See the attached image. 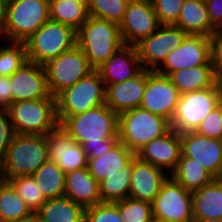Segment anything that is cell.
<instances>
[{"label": "cell", "instance_id": "6da1fadb", "mask_svg": "<svg viewBox=\"0 0 222 222\" xmlns=\"http://www.w3.org/2000/svg\"><path fill=\"white\" fill-rule=\"evenodd\" d=\"M57 120L66 133L82 145L87 159L100 157L119 142V115L106 104Z\"/></svg>", "mask_w": 222, "mask_h": 222}, {"label": "cell", "instance_id": "7a4b0ae2", "mask_svg": "<svg viewBox=\"0 0 222 222\" xmlns=\"http://www.w3.org/2000/svg\"><path fill=\"white\" fill-rule=\"evenodd\" d=\"M48 20L49 0H6L0 23V40L24 42Z\"/></svg>", "mask_w": 222, "mask_h": 222}, {"label": "cell", "instance_id": "3957f363", "mask_svg": "<svg viewBox=\"0 0 222 222\" xmlns=\"http://www.w3.org/2000/svg\"><path fill=\"white\" fill-rule=\"evenodd\" d=\"M47 160L46 135L16 134L0 167V179L9 182L24 175H33Z\"/></svg>", "mask_w": 222, "mask_h": 222}, {"label": "cell", "instance_id": "277c9868", "mask_svg": "<svg viewBox=\"0 0 222 222\" xmlns=\"http://www.w3.org/2000/svg\"><path fill=\"white\" fill-rule=\"evenodd\" d=\"M76 45L96 70L124 43L119 24L89 16L76 31Z\"/></svg>", "mask_w": 222, "mask_h": 222}, {"label": "cell", "instance_id": "5b68a950", "mask_svg": "<svg viewBox=\"0 0 222 222\" xmlns=\"http://www.w3.org/2000/svg\"><path fill=\"white\" fill-rule=\"evenodd\" d=\"M171 129L170 122L141 107L119 114V141L134 154Z\"/></svg>", "mask_w": 222, "mask_h": 222}, {"label": "cell", "instance_id": "8992f818", "mask_svg": "<svg viewBox=\"0 0 222 222\" xmlns=\"http://www.w3.org/2000/svg\"><path fill=\"white\" fill-rule=\"evenodd\" d=\"M6 111L16 134L46 135L59 125L56 98L15 101Z\"/></svg>", "mask_w": 222, "mask_h": 222}, {"label": "cell", "instance_id": "52a82bcc", "mask_svg": "<svg viewBox=\"0 0 222 222\" xmlns=\"http://www.w3.org/2000/svg\"><path fill=\"white\" fill-rule=\"evenodd\" d=\"M24 44L28 61L43 66L76 45V31L68 25L48 20Z\"/></svg>", "mask_w": 222, "mask_h": 222}, {"label": "cell", "instance_id": "ba28073f", "mask_svg": "<svg viewBox=\"0 0 222 222\" xmlns=\"http://www.w3.org/2000/svg\"><path fill=\"white\" fill-rule=\"evenodd\" d=\"M106 87L97 70L56 96L57 118H68L105 104Z\"/></svg>", "mask_w": 222, "mask_h": 222}, {"label": "cell", "instance_id": "9c48e42d", "mask_svg": "<svg viewBox=\"0 0 222 222\" xmlns=\"http://www.w3.org/2000/svg\"><path fill=\"white\" fill-rule=\"evenodd\" d=\"M43 67L47 86L53 97L95 70L77 45L50 60Z\"/></svg>", "mask_w": 222, "mask_h": 222}, {"label": "cell", "instance_id": "30bf717a", "mask_svg": "<svg viewBox=\"0 0 222 222\" xmlns=\"http://www.w3.org/2000/svg\"><path fill=\"white\" fill-rule=\"evenodd\" d=\"M217 105L219 92L216 84L210 88L182 94L170 122L171 128L179 134L195 131Z\"/></svg>", "mask_w": 222, "mask_h": 222}, {"label": "cell", "instance_id": "8fae6325", "mask_svg": "<svg viewBox=\"0 0 222 222\" xmlns=\"http://www.w3.org/2000/svg\"><path fill=\"white\" fill-rule=\"evenodd\" d=\"M187 36L188 34L176 25H159L153 34L135 45L142 68L156 71Z\"/></svg>", "mask_w": 222, "mask_h": 222}, {"label": "cell", "instance_id": "7c38bea8", "mask_svg": "<svg viewBox=\"0 0 222 222\" xmlns=\"http://www.w3.org/2000/svg\"><path fill=\"white\" fill-rule=\"evenodd\" d=\"M152 215L168 222H192V192L169 176L152 202Z\"/></svg>", "mask_w": 222, "mask_h": 222}, {"label": "cell", "instance_id": "4fadbf2b", "mask_svg": "<svg viewBox=\"0 0 222 222\" xmlns=\"http://www.w3.org/2000/svg\"><path fill=\"white\" fill-rule=\"evenodd\" d=\"M171 79L147 70V82L140 107L171 122L180 99Z\"/></svg>", "mask_w": 222, "mask_h": 222}, {"label": "cell", "instance_id": "5bb4252c", "mask_svg": "<svg viewBox=\"0 0 222 222\" xmlns=\"http://www.w3.org/2000/svg\"><path fill=\"white\" fill-rule=\"evenodd\" d=\"M202 65H212L211 37L188 35L179 47L171 51L156 72L169 76L175 71Z\"/></svg>", "mask_w": 222, "mask_h": 222}, {"label": "cell", "instance_id": "9a60e30c", "mask_svg": "<svg viewBox=\"0 0 222 222\" xmlns=\"http://www.w3.org/2000/svg\"><path fill=\"white\" fill-rule=\"evenodd\" d=\"M151 0H133L127 5L119 30L125 45H136L159 27Z\"/></svg>", "mask_w": 222, "mask_h": 222}, {"label": "cell", "instance_id": "2e32d148", "mask_svg": "<svg viewBox=\"0 0 222 222\" xmlns=\"http://www.w3.org/2000/svg\"><path fill=\"white\" fill-rule=\"evenodd\" d=\"M46 144L48 159L57 163L65 174L87 167L88 159L82 145L72 139L60 125L46 134Z\"/></svg>", "mask_w": 222, "mask_h": 222}, {"label": "cell", "instance_id": "e0dca14e", "mask_svg": "<svg viewBox=\"0 0 222 222\" xmlns=\"http://www.w3.org/2000/svg\"><path fill=\"white\" fill-rule=\"evenodd\" d=\"M181 153L199 161L215 178H222V140L196 131L180 134Z\"/></svg>", "mask_w": 222, "mask_h": 222}, {"label": "cell", "instance_id": "ac0fdd59", "mask_svg": "<svg viewBox=\"0 0 222 222\" xmlns=\"http://www.w3.org/2000/svg\"><path fill=\"white\" fill-rule=\"evenodd\" d=\"M13 102L53 97L47 86L45 69L42 65L26 62L11 76Z\"/></svg>", "mask_w": 222, "mask_h": 222}, {"label": "cell", "instance_id": "d6986e66", "mask_svg": "<svg viewBox=\"0 0 222 222\" xmlns=\"http://www.w3.org/2000/svg\"><path fill=\"white\" fill-rule=\"evenodd\" d=\"M168 177L169 174L163 169L135 156L131 160L129 197L152 203Z\"/></svg>", "mask_w": 222, "mask_h": 222}, {"label": "cell", "instance_id": "ffe728a7", "mask_svg": "<svg viewBox=\"0 0 222 222\" xmlns=\"http://www.w3.org/2000/svg\"><path fill=\"white\" fill-rule=\"evenodd\" d=\"M135 156L169 174L175 169L180 160V134L171 128L163 136L155 138L142 147Z\"/></svg>", "mask_w": 222, "mask_h": 222}, {"label": "cell", "instance_id": "44dd1931", "mask_svg": "<svg viewBox=\"0 0 222 222\" xmlns=\"http://www.w3.org/2000/svg\"><path fill=\"white\" fill-rule=\"evenodd\" d=\"M96 70L106 87L136 77L143 68L136 46L124 44Z\"/></svg>", "mask_w": 222, "mask_h": 222}, {"label": "cell", "instance_id": "7402d4cb", "mask_svg": "<svg viewBox=\"0 0 222 222\" xmlns=\"http://www.w3.org/2000/svg\"><path fill=\"white\" fill-rule=\"evenodd\" d=\"M147 82V70L136 77L106 86L105 104L118 115L140 107Z\"/></svg>", "mask_w": 222, "mask_h": 222}, {"label": "cell", "instance_id": "603a6c76", "mask_svg": "<svg viewBox=\"0 0 222 222\" xmlns=\"http://www.w3.org/2000/svg\"><path fill=\"white\" fill-rule=\"evenodd\" d=\"M85 209L101 203L99 183L87 167L65 174V195Z\"/></svg>", "mask_w": 222, "mask_h": 222}, {"label": "cell", "instance_id": "cb8c5ba5", "mask_svg": "<svg viewBox=\"0 0 222 222\" xmlns=\"http://www.w3.org/2000/svg\"><path fill=\"white\" fill-rule=\"evenodd\" d=\"M135 154L120 141L98 158H88L87 168L89 173L98 183L107 179V176L114 175L123 167H126Z\"/></svg>", "mask_w": 222, "mask_h": 222}, {"label": "cell", "instance_id": "d4e9b609", "mask_svg": "<svg viewBox=\"0 0 222 222\" xmlns=\"http://www.w3.org/2000/svg\"><path fill=\"white\" fill-rule=\"evenodd\" d=\"M175 25L188 35L212 37L218 32L211 24L205 0H185Z\"/></svg>", "mask_w": 222, "mask_h": 222}, {"label": "cell", "instance_id": "484cf974", "mask_svg": "<svg viewBox=\"0 0 222 222\" xmlns=\"http://www.w3.org/2000/svg\"><path fill=\"white\" fill-rule=\"evenodd\" d=\"M193 219H222V178L192 192Z\"/></svg>", "mask_w": 222, "mask_h": 222}, {"label": "cell", "instance_id": "4316f807", "mask_svg": "<svg viewBox=\"0 0 222 222\" xmlns=\"http://www.w3.org/2000/svg\"><path fill=\"white\" fill-rule=\"evenodd\" d=\"M169 176L191 192L201 189L216 179L199 161L185 157L182 153L177 166Z\"/></svg>", "mask_w": 222, "mask_h": 222}, {"label": "cell", "instance_id": "83f0119b", "mask_svg": "<svg viewBox=\"0 0 222 222\" xmlns=\"http://www.w3.org/2000/svg\"><path fill=\"white\" fill-rule=\"evenodd\" d=\"M180 94L203 90L216 84L212 65H202L175 71L168 76Z\"/></svg>", "mask_w": 222, "mask_h": 222}, {"label": "cell", "instance_id": "f1b7e54d", "mask_svg": "<svg viewBox=\"0 0 222 222\" xmlns=\"http://www.w3.org/2000/svg\"><path fill=\"white\" fill-rule=\"evenodd\" d=\"M36 213L44 222H84L85 208L63 196L47 199Z\"/></svg>", "mask_w": 222, "mask_h": 222}, {"label": "cell", "instance_id": "f546056e", "mask_svg": "<svg viewBox=\"0 0 222 222\" xmlns=\"http://www.w3.org/2000/svg\"><path fill=\"white\" fill-rule=\"evenodd\" d=\"M46 199L65 195V173L49 159L32 175Z\"/></svg>", "mask_w": 222, "mask_h": 222}, {"label": "cell", "instance_id": "4dcf8cb0", "mask_svg": "<svg viewBox=\"0 0 222 222\" xmlns=\"http://www.w3.org/2000/svg\"><path fill=\"white\" fill-rule=\"evenodd\" d=\"M50 20L77 31L89 17L88 6L74 0H49Z\"/></svg>", "mask_w": 222, "mask_h": 222}, {"label": "cell", "instance_id": "1f68e13d", "mask_svg": "<svg viewBox=\"0 0 222 222\" xmlns=\"http://www.w3.org/2000/svg\"><path fill=\"white\" fill-rule=\"evenodd\" d=\"M31 213L13 186L0 179V222H18Z\"/></svg>", "mask_w": 222, "mask_h": 222}, {"label": "cell", "instance_id": "d6a6232c", "mask_svg": "<svg viewBox=\"0 0 222 222\" xmlns=\"http://www.w3.org/2000/svg\"><path fill=\"white\" fill-rule=\"evenodd\" d=\"M131 162L99 183L101 202H117L129 197Z\"/></svg>", "mask_w": 222, "mask_h": 222}, {"label": "cell", "instance_id": "836d02e7", "mask_svg": "<svg viewBox=\"0 0 222 222\" xmlns=\"http://www.w3.org/2000/svg\"><path fill=\"white\" fill-rule=\"evenodd\" d=\"M26 62L28 59L24 42L5 43L0 40V76H11Z\"/></svg>", "mask_w": 222, "mask_h": 222}, {"label": "cell", "instance_id": "e575fe53", "mask_svg": "<svg viewBox=\"0 0 222 222\" xmlns=\"http://www.w3.org/2000/svg\"><path fill=\"white\" fill-rule=\"evenodd\" d=\"M9 183L31 212H36L47 200L32 175L15 178Z\"/></svg>", "mask_w": 222, "mask_h": 222}, {"label": "cell", "instance_id": "d590c367", "mask_svg": "<svg viewBox=\"0 0 222 222\" xmlns=\"http://www.w3.org/2000/svg\"><path fill=\"white\" fill-rule=\"evenodd\" d=\"M128 2L124 0H89V16L119 24L124 16Z\"/></svg>", "mask_w": 222, "mask_h": 222}, {"label": "cell", "instance_id": "8d00e7d4", "mask_svg": "<svg viewBox=\"0 0 222 222\" xmlns=\"http://www.w3.org/2000/svg\"><path fill=\"white\" fill-rule=\"evenodd\" d=\"M113 203L124 222H151L153 219L152 203L130 197Z\"/></svg>", "mask_w": 222, "mask_h": 222}, {"label": "cell", "instance_id": "74e56055", "mask_svg": "<svg viewBox=\"0 0 222 222\" xmlns=\"http://www.w3.org/2000/svg\"><path fill=\"white\" fill-rule=\"evenodd\" d=\"M84 222H124L113 202H101L85 209Z\"/></svg>", "mask_w": 222, "mask_h": 222}, {"label": "cell", "instance_id": "f35d334b", "mask_svg": "<svg viewBox=\"0 0 222 222\" xmlns=\"http://www.w3.org/2000/svg\"><path fill=\"white\" fill-rule=\"evenodd\" d=\"M160 25H175L185 0H151Z\"/></svg>", "mask_w": 222, "mask_h": 222}, {"label": "cell", "instance_id": "ab89813d", "mask_svg": "<svg viewBox=\"0 0 222 222\" xmlns=\"http://www.w3.org/2000/svg\"><path fill=\"white\" fill-rule=\"evenodd\" d=\"M195 131L206 137L222 140V106L217 105Z\"/></svg>", "mask_w": 222, "mask_h": 222}, {"label": "cell", "instance_id": "60d3db41", "mask_svg": "<svg viewBox=\"0 0 222 222\" xmlns=\"http://www.w3.org/2000/svg\"><path fill=\"white\" fill-rule=\"evenodd\" d=\"M16 133L9 114L6 110H0V167L4 163L7 149Z\"/></svg>", "mask_w": 222, "mask_h": 222}, {"label": "cell", "instance_id": "b9f144b4", "mask_svg": "<svg viewBox=\"0 0 222 222\" xmlns=\"http://www.w3.org/2000/svg\"><path fill=\"white\" fill-rule=\"evenodd\" d=\"M211 61L216 77L222 76V31L211 37Z\"/></svg>", "mask_w": 222, "mask_h": 222}, {"label": "cell", "instance_id": "7bdbcfd3", "mask_svg": "<svg viewBox=\"0 0 222 222\" xmlns=\"http://www.w3.org/2000/svg\"><path fill=\"white\" fill-rule=\"evenodd\" d=\"M211 24L222 31V0H205Z\"/></svg>", "mask_w": 222, "mask_h": 222}, {"label": "cell", "instance_id": "ee69618b", "mask_svg": "<svg viewBox=\"0 0 222 222\" xmlns=\"http://www.w3.org/2000/svg\"><path fill=\"white\" fill-rule=\"evenodd\" d=\"M13 102L10 76H0V110H6Z\"/></svg>", "mask_w": 222, "mask_h": 222}, {"label": "cell", "instance_id": "f6af8a7d", "mask_svg": "<svg viewBox=\"0 0 222 222\" xmlns=\"http://www.w3.org/2000/svg\"><path fill=\"white\" fill-rule=\"evenodd\" d=\"M18 222H44L36 212H32L28 217L23 218Z\"/></svg>", "mask_w": 222, "mask_h": 222}, {"label": "cell", "instance_id": "bcb514c9", "mask_svg": "<svg viewBox=\"0 0 222 222\" xmlns=\"http://www.w3.org/2000/svg\"><path fill=\"white\" fill-rule=\"evenodd\" d=\"M216 87L219 92V104L222 106V76L216 77Z\"/></svg>", "mask_w": 222, "mask_h": 222}, {"label": "cell", "instance_id": "7dc6e473", "mask_svg": "<svg viewBox=\"0 0 222 222\" xmlns=\"http://www.w3.org/2000/svg\"><path fill=\"white\" fill-rule=\"evenodd\" d=\"M192 222H222V219H193Z\"/></svg>", "mask_w": 222, "mask_h": 222}, {"label": "cell", "instance_id": "c3c4849f", "mask_svg": "<svg viewBox=\"0 0 222 222\" xmlns=\"http://www.w3.org/2000/svg\"><path fill=\"white\" fill-rule=\"evenodd\" d=\"M3 7H4V0H0V23H1V17L3 14Z\"/></svg>", "mask_w": 222, "mask_h": 222}, {"label": "cell", "instance_id": "681fc988", "mask_svg": "<svg viewBox=\"0 0 222 222\" xmlns=\"http://www.w3.org/2000/svg\"><path fill=\"white\" fill-rule=\"evenodd\" d=\"M74 1L86 4L87 6H88V2H89V0H74Z\"/></svg>", "mask_w": 222, "mask_h": 222}, {"label": "cell", "instance_id": "f907efd6", "mask_svg": "<svg viewBox=\"0 0 222 222\" xmlns=\"http://www.w3.org/2000/svg\"><path fill=\"white\" fill-rule=\"evenodd\" d=\"M151 222H168V221L160 220V219H157V218L153 217Z\"/></svg>", "mask_w": 222, "mask_h": 222}]
</instances>
